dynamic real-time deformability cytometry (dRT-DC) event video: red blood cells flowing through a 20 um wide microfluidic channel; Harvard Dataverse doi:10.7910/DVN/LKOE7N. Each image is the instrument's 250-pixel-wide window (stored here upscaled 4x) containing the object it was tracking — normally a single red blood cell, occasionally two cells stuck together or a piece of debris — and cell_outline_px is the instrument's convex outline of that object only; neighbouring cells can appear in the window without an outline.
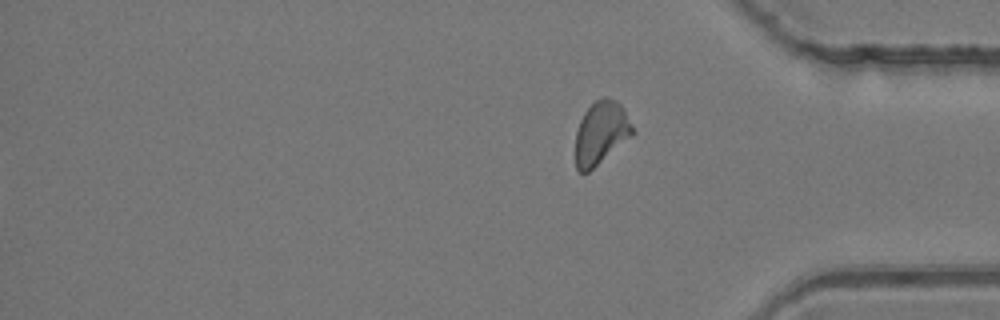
{"species": "common noctule bat (a hibernating species)", "species_latin": "Nyctalus noctula", "temperature_condition": "room temperature", "stored_images_in_passage": 42, "segment_of_instrument_passage": [2, 2], "camera_frame_rate_fps": 3000, "um_per_image_px": 0.085, "animal": {"sex": "female", "body_mass_g": 24.6, "forearm_length_mm": 56.2}, "frame": {"image": 1, "passage_image": 42, "time_ms": 13.667, "image_size_px": [1000, 320], "cell_outline_px": [[636, 132], [632, 136], [588, 172], [580, 172], [576, 168], [576, 132], [580, 120], [584, 112], [596, 100], [604, 96], [616, 100], [624, 108]], "centroid_in_image_um": [51.1, 11.27], "position_along_channel_um": 384.1, "area_um2": 20.92}}